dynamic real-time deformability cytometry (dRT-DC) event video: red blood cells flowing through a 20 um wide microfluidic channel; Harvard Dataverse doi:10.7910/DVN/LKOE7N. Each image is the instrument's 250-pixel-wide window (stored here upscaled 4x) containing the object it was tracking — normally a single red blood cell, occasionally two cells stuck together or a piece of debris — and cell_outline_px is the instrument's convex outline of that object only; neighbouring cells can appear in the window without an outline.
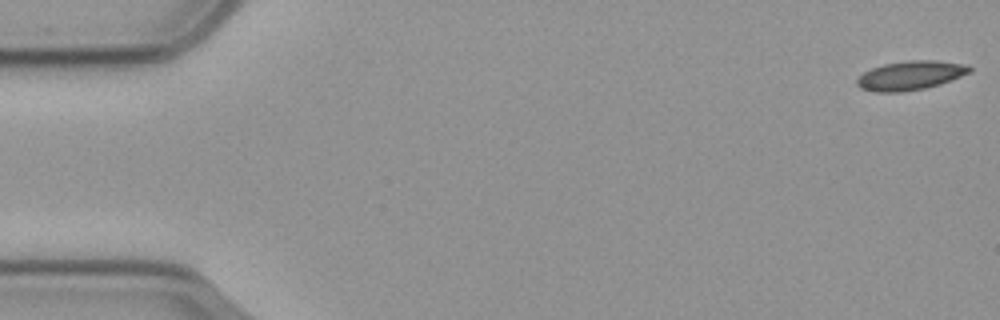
{"species": "common noctule bat (a hibernating species)", "species_latin": "Nyctalus noctula", "temperature_condition": "cold", "stored_images_in_passage": 57, "camera_frame_rate_fps": 3000, "um_per_image_px": 0.085, "animal": {"sex": "male", "body_mass_g": 23.1, "forearm_length_mm": 52.7}, "frame": {"image": 1, "passage_image": 1, "time_ms": 0.0, "image_size_px": [1000, 320], "cell_outline_px": [[972, 72], [940, 84], [924, 88], [900, 92], [876, 92], [860, 88], [856, 84], [856, 80], [864, 72], [872, 68], [884, 64], [908, 60], [936, 60], [968, 64], [972, 68]], "centroid_in_image_um": [77.41, 6.4], "position_along_channel_um": 7.6, "area_um2": 19.13}}
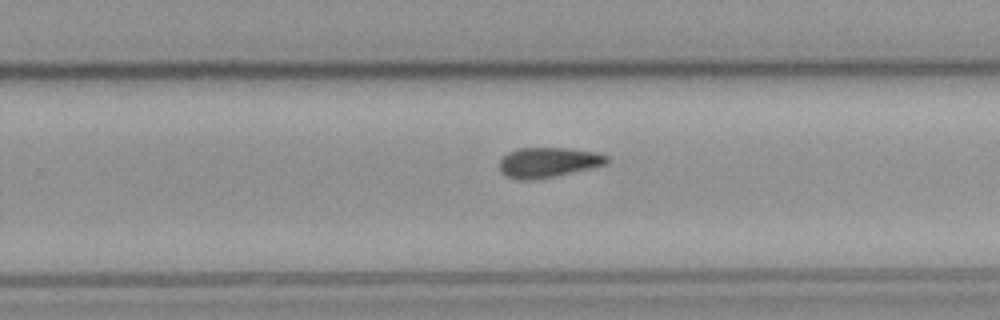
{"frame": {"image": 2, "passage_image": 36, "time_ms": 11.667, "image_size_px": [1000, 320], "cell_outline_px": [[608, 164], [592, 168], [532, 180], [516, 180], [504, 176], [500, 172], [500, 160], [508, 152], [516, 148], [568, 148], [600, 152], [608, 156]], "centroid_in_image_um": [46.6, 13.8], "position_along_channel_um": 283.2, "area_um2": 19.02}}
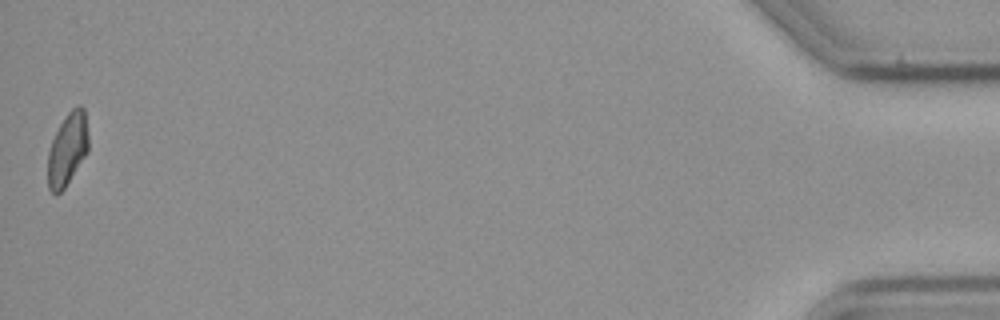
{"frame": {"image": 3, "passage_image": 57, "time_ms": 18.667, "image_size_px": [1000, 320], "cell_outline_px": [[88, 152], [64, 188], [56, 196], [48, 188], [48, 152], [52, 140], [60, 124], [68, 112], [76, 104], [80, 104], [84, 108], [88, 132]], "centroid_in_image_um": [5.74, 12.66], "position_along_channel_um": 429.5, "area_um2": 17.22}}